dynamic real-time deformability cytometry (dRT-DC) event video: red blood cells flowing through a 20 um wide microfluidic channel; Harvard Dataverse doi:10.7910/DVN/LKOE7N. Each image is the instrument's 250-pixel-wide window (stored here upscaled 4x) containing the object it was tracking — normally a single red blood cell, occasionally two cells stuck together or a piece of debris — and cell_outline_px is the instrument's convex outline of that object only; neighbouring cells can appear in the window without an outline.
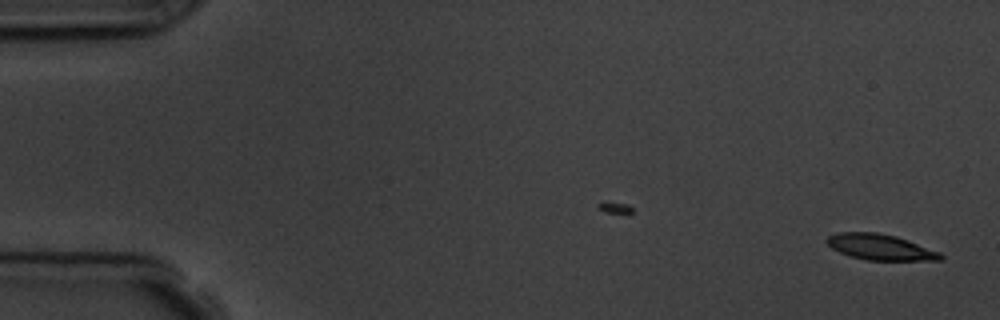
{"species": "common noctule bat (a hibernating species)", "species_latin": "Nyctalus noctula", "temperature_condition": "room temperature", "stored_images_in_passage": 3, "camera_frame_rate_fps": 3000, "um_per_image_px": 0.085, "animal": {"sex": "male", "body_mass_g": 19.5, "forearm_length_mm": 54.6}, "frame": {"image": 1, "passage_image": 3, "time_ms": 2.333, "image_size_px": [1000, 320], "cell_outline_px": [[944, 256], [940, 260], [868, 260], [852, 256], [840, 252], [832, 248], [824, 240], [828, 236], [836, 232], [876, 232], [896, 236], [908, 240], [940, 252]], "centroid_in_image_um": [74.81, 20.99], "position_along_channel_um": 10.2, "area_um2": 16.99}}